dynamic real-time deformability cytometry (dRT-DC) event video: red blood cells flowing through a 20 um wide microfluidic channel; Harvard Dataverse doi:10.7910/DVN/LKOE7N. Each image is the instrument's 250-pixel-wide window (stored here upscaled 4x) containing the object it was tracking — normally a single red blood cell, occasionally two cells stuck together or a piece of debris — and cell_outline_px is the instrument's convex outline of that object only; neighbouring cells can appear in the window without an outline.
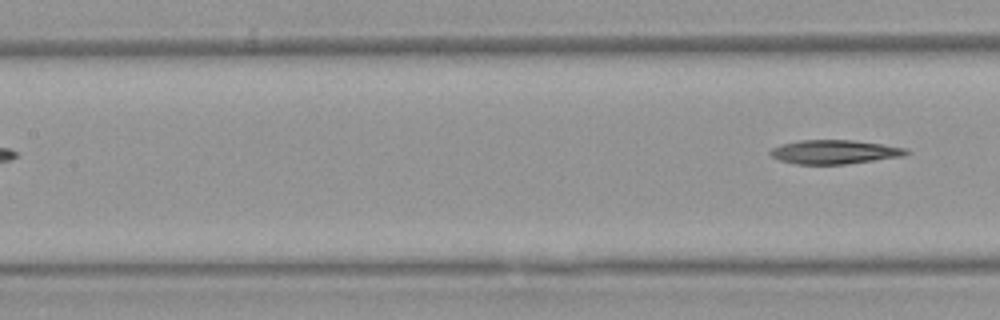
{"species": "Egyptian fruit bat (a non-hibernating species)", "species_latin": "Rousettus aegyptiacus", "temperature_condition": "warm", "stored_images_in_passage": 7, "segment_of_instrument_passage": [2, 2], "camera_frame_rate_fps": 3000, "um_per_image_px": 0.085, "animal": {"sex": "female"}, "frame": {"image": 1, "passage_image": 7, "time_ms": 7.333, "image_size_px": [1000, 320], "cell_outline_px": [[912, 152], [900, 156], [844, 164], [796, 164], [780, 160], [772, 156], [768, 152], [772, 148], [780, 144], [800, 140], [852, 140], [908, 148]], "centroid_in_image_um": [70.9, 12.9], "position_along_channel_um": 136.5, "area_um2": 18.79}}